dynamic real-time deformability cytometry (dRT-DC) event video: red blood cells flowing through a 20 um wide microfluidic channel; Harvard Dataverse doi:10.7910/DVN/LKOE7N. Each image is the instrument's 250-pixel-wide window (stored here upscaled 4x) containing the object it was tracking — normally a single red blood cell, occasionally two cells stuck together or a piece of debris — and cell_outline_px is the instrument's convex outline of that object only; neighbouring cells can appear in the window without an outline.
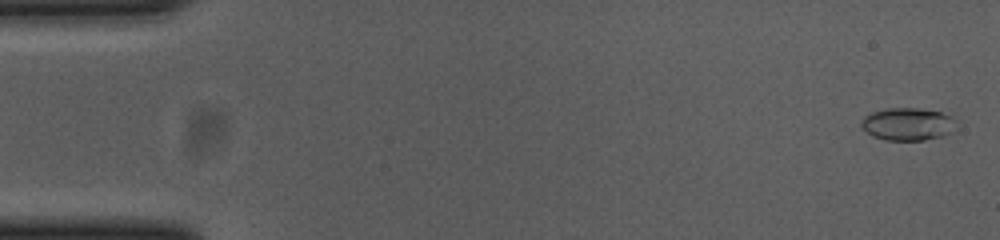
{"species": "common noctule bat (a hibernating species)", "species_latin": "Nyctalus noctula", "temperature_condition": "cold", "stored_images_in_passage": 56, "camera_frame_rate_fps": 3000, "um_per_image_px": 0.085, "animal": {"sex": "female", "body_mass_g": 23.0, "forearm_length_mm": 53.4}, "frame": {"image": 1, "passage_image": 2, "time_ms": 0.333, "image_size_px": [1000, 240], "cell_outline_px": [[956, 120], [952, 132], [940, 136], [924, 140], [884, 140], [872, 136], [860, 124], [864, 116], [872, 112], [888, 108], [920, 108], [940, 112], [952, 116]], "centroid_in_image_um": [77.15, 10.54], "position_along_channel_um": 7.8, "area_um2": 17.98}}
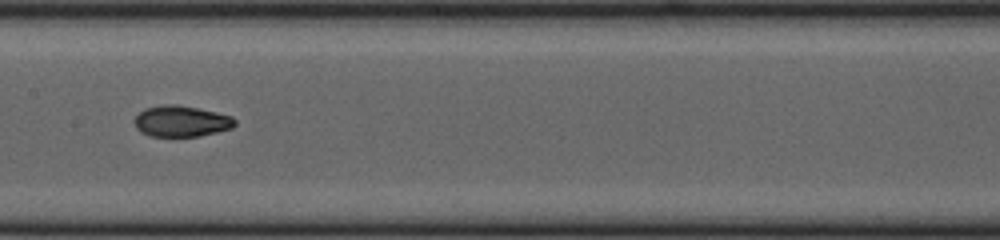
{"frame": {"image": 2, "passage_image": 28, "time_ms": 9.0, "image_size_px": [1000, 240], "cell_outline_px": [[236, 124], [232, 128], [200, 136], [152, 136], [140, 132], [136, 128], [136, 116], [144, 108], [164, 104], [176, 104], [216, 112], [232, 116], [236, 120]], "centroid_in_image_um": [15.42, 10.3], "position_along_channel_um": 192.0, "area_um2": 18.09}}
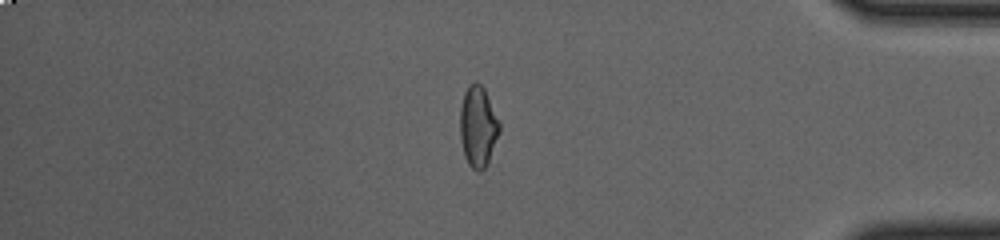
{"frame": {"image": 3, "passage_image": 47, "time_ms": 15.333, "image_size_px": [1000, 240], "cell_outline_px": [[500, 132], [488, 160], [484, 168], [480, 172], [476, 172], [468, 164], [464, 156], [460, 140], [460, 108], [464, 92], [468, 84], [476, 80], [484, 88], [500, 124]], "centroid_in_image_um": [40.6, 10.74], "position_along_channel_um": 394.6, "area_um2": 18.61}, "authors_computed_cell_mechanics": {"area_um2": 18.0047, "velocity_mm_per_s": 3.7067, "shape_relaxation_time_tau1_ms": null, "shape_relaxation_time_tau2_ms": 1.1023, "deformation_change_tau1": null, "deformation_change_tau2": 0.0528}}